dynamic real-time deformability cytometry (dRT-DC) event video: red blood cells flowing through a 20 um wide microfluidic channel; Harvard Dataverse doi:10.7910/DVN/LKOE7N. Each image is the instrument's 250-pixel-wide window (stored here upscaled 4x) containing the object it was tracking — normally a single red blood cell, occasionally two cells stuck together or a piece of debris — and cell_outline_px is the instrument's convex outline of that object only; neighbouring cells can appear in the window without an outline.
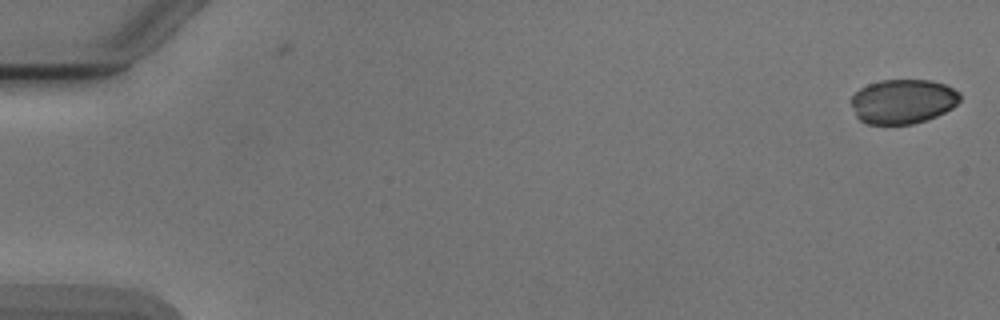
{"species": "Egyptian fruit bat (a non-hibernating species)", "species_latin": "Rousettus aegyptiacus", "temperature_condition": "cold", "stored_images_in_passage": 5, "camera_frame_rate_fps": 3000, "um_per_image_px": 0.085, "animal": {"sex": "male"}, "frame": {"image": 1, "passage_image": 1, "time_ms": 0.0, "image_size_px": [1000, 320], "cell_outline_px": [[960, 100], [952, 108], [936, 116], [912, 124], [868, 124], [860, 120], [856, 116], [852, 104], [852, 96], [860, 88], [868, 84], [880, 80], [932, 80], [944, 84], [960, 92]], "centroid_in_image_um": [76.75, 8.61], "position_along_channel_um": 8.3, "area_um2": 28.09}}
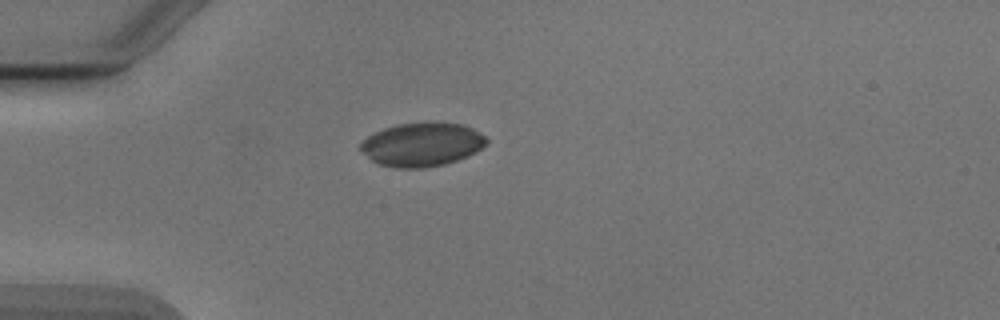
{"frame": {"image": 2, "passage_image": 4, "time_ms": 4.667, "image_size_px": [1000, 320], "cell_outline_px": [[488, 144], [476, 152], [468, 156], [444, 164], [424, 168], [396, 168], [380, 164], [372, 160], [360, 148], [360, 144], [368, 136], [384, 128], [396, 124], [432, 120], [464, 124], [472, 128], [484, 136], [488, 140]], "centroid_in_image_um": [35.91, 12.25], "position_along_channel_um": 49.1, "area_um2": 32.43}}